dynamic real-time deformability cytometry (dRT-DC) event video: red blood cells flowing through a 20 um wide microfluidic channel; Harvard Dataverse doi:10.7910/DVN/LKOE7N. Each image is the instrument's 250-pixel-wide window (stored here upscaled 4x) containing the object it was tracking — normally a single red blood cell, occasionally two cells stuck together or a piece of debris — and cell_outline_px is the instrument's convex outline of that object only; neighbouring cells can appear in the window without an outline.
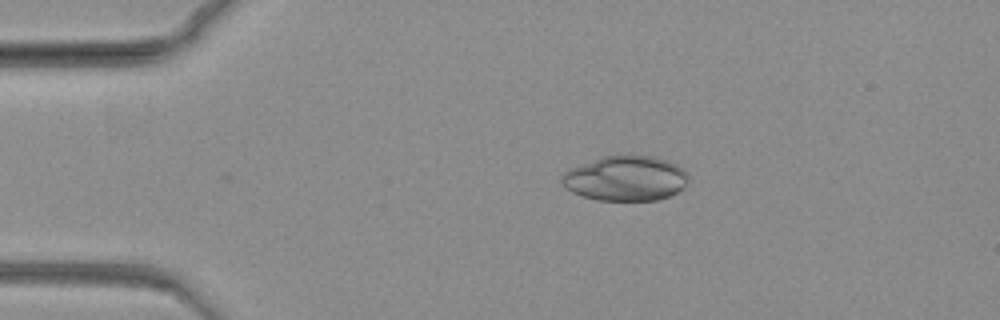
{"species": "common noctule bat (a hibernating species)", "species_latin": "Nyctalus noctula", "temperature_condition": "warm", "stored_images_in_passage": 47, "camera_frame_rate_fps": 3000, "um_per_image_px": 0.085, "animal": {"sex": "female", "body_mass_g": 19.3, "forearm_length_mm": 54.1}, "frame": {"image": 1, "passage_image": 1, "time_ms": 0.0, "image_size_px": [1000, 320], "cell_outline_px": [[688, 180], [676, 192], [668, 196], [656, 200], [596, 200], [572, 192], [560, 180], [560, 176], [568, 168], [604, 156], [652, 156], [676, 164], [688, 172]], "centroid_in_image_um": [53.14, 15.16], "position_along_channel_um": 31.9, "area_um2": 32.83}}
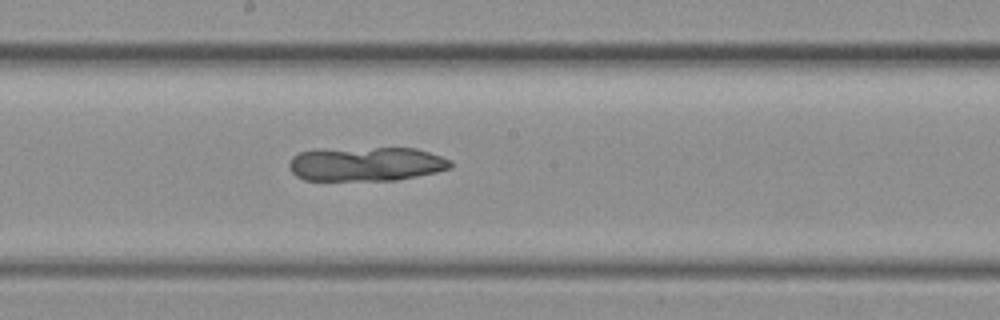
{"frame": {"image": 2, "passage_image": 29, "time_ms": 9.333, "image_size_px": [1000, 320], "cell_outline_px": [[452, 168], [436, 172], [396, 180], [304, 180], [296, 176], [292, 172], [288, 164], [292, 156], [300, 152], [376, 148], [416, 148], [452, 160]], "centroid_in_image_um": [31.17, 13.96], "position_along_channel_um": 217.0, "area_um2": 31.62}}
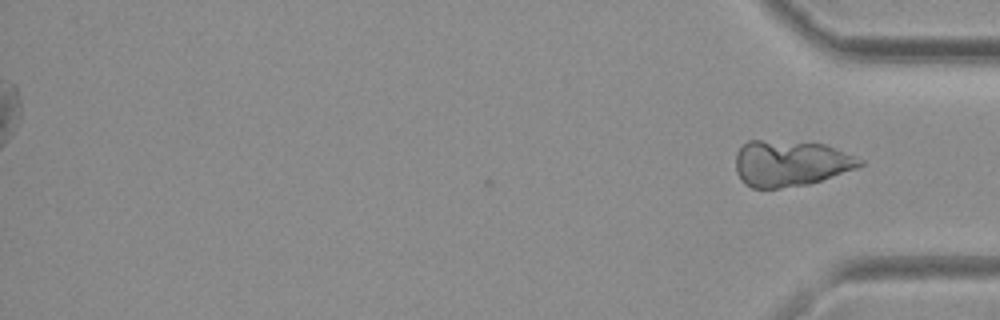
{"frame": {"image": 3, "passage_image": 47, "time_ms": 15.333, "image_size_px": [1000, 320], "cell_outline_px": [[864, 164], [856, 168], [808, 184], [780, 188], [752, 188], [744, 184], [736, 172], [736, 152], [748, 140], [760, 140], [824, 144], [864, 160]], "centroid_in_image_um": [67.15, 13.89], "position_along_channel_um": 368.0, "area_um2": 32.95}}